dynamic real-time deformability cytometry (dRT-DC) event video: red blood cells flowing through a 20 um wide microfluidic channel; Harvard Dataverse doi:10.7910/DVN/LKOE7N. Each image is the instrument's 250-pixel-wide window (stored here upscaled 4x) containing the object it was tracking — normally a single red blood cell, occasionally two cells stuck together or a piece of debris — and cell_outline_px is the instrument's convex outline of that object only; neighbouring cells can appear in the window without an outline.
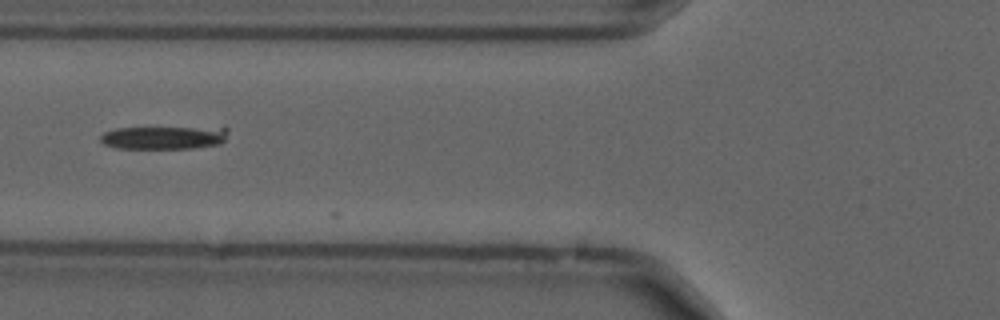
{"species": "common noctule bat (a hibernating species)", "species_latin": "Nyctalus noctula", "temperature_condition": "cold", "stored_images_in_passage": 8, "camera_frame_rate_fps": 3000, "um_per_image_px": 0.085, "animal": {"sex": "male", "forearm_length_mm": 52.5}, "frame": {"image": 1, "passage_image": 6, "time_ms": 1.667, "image_size_px": [1000, 320], "cell_outline_px": [[228, 132], [224, 140], [220, 144], [192, 148], [116, 148], [104, 144], [100, 140], [100, 136], [104, 132], [116, 128], [224, 124], [228, 128]], "centroid_in_image_um": [14.08, 11.62], "position_along_channel_um": 111.7, "area_um2": 18.5}}